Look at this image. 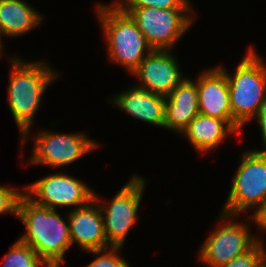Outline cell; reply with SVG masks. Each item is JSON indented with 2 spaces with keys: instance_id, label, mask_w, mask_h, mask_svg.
Wrapping results in <instances>:
<instances>
[{
  "instance_id": "14",
  "label": "cell",
  "mask_w": 266,
  "mask_h": 267,
  "mask_svg": "<svg viewBox=\"0 0 266 267\" xmlns=\"http://www.w3.org/2000/svg\"><path fill=\"white\" fill-rule=\"evenodd\" d=\"M113 99V100H112ZM111 104L145 123L164 128L165 97L133 85L112 97Z\"/></svg>"
},
{
  "instance_id": "11",
  "label": "cell",
  "mask_w": 266,
  "mask_h": 267,
  "mask_svg": "<svg viewBox=\"0 0 266 267\" xmlns=\"http://www.w3.org/2000/svg\"><path fill=\"white\" fill-rule=\"evenodd\" d=\"M140 81L138 86L167 97L185 78L172 50H152L132 72Z\"/></svg>"
},
{
  "instance_id": "6",
  "label": "cell",
  "mask_w": 266,
  "mask_h": 267,
  "mask_svg": "<svg viewBox=\"0 0 266 267\" xmlns=\"http://www.w3.org/2000/svg\"><path fill=\"white\" fill-rule=\"evenodd\" d=\"M241 158L222 210L226 214L239 215L256 209L266 198V152L246 150Z\"/></svg>"
},
{
  "instance_id": "20",
  "label": "cell",
  "mask_w": 266,
  "mask_h": 267,
  "mask_svg": "<svg viewBox=\"0 0 266 267\" xmlns=\"http://www.w3.org/2000/svg\"><path fill=\"white\" fill-rule=\"evenodd\" d=\"M119 8L193 9L189 0H114Z\"/></svg>"
},
{
  "instance_id": "5",
  "label": "cell",
  "mask_w": 266,
  "mask_h": 267,
  "mask_svg": "<svg viewBox=\"0 0 266 267\" xmlns=\"http://www.w3.org/2000/svg\"><path fill=\"white\" fill-rule=\"evenodd\" d=\"M135 22L153 50H171L190 29L193 9L120 8Z\"/></svg>"
},
{
  "instance_id": "23",
  "label": "cell",
  "mask_w": 266,
  "mask_h": 267,
  "mask_svg": "<svg viewBox=\"0 0 266 267\" xmlns=\"http://www.w3.org/2000/svg\"><path fill=\"white\" fill-rule=\"evenodd\" d=\"M261 130V136L263 140L264 148L261 150H256L260 152H266V97L263 99L262 103L260 104L258 113L256 114L255 118Z\"/></svg>"
},
{
  "instance_id": "18",
  "label": "cell",
  "mask_w": 266,
  "mask_h": 267,
  "mask_svg": "<svg viewBox=\"0 0 266 267\" xmlns=\"http://www.w3.org/2000/svg\"><path fill=\"white\" fill-rule=\"evenodd\" d=\"M2 267H48L39 255L19 239L5 255Z\"/></svg>"
},
{
  "instance_id": "8",
  "label": "cell",
  "mask_w": 266,
  "mask_h": 267,
  "mask_svg": "<svg viewBox=\"0 0 266 267\" xmlns=\"http://www.w3.org/2000/svg\"><path fill=\"white\" fill-rule=\"evenodd\" d=\"M220 215V222L223 219L224 225H219L208 235L198 252V261L207 267H219L230 262L234 257L249 251L261 239L252 235L247 222H234L237 215L224 212Z\"/></svg>"
},
{
  "instance_id": "12",
  "label": "cell",
  "mask_w": 266,
  "mask_h": 267,
  "mask_svg": "<svg viewBox=\"0 0 266 267\" xmlns=\"http://www.w3.org/2000/svg\"><path fill=\"white\" fill-rule=\"evenodd\" d=\"M200 74L196 79L199 113L212 118L224 119L232 126L226 73L217 66Z\"/></svg>"
},
{
  "instance_id": "22",
  "label": "cell",
  "mask_w": 266,
  "mask_h": 267,
  "mask_svg": "<svg viewBox=\"0 0 266 267\" xmlns=\"http://www.w3.org/2000/svg\"><path fill=\"white\" fill-rule=\"evenodd\" d=\"M23 194L21 189L0 185V215L10 213L17 217L18 202Z\"/></svg>"
},
{
  "instance_id": "17",
  "label": "cell",
  "mask_w": 266,
  "mask_h": 267,
  "mask_svg": "<svg viewBox=\"0 0 266 267\" xmlns=\"http://www.w3.org/2000/svg\"><path fill=\"white\" fill-rule=\"evenodd\" d=\"M44 16L24 0H0V35L17 37L43 21Z\"/></svg>"
},
{
  "instance_id": "1",
  "label": "cell",
  "mask_w": 266,
  "mask_h": 267,
  "mask_svg": "<svg viewBox=\"0 0 266 267\" xmlns=\"http://www.w3.org/2000/svg\"><path fill=\"white\" fill-rule=\"evenodd\" d=\"M17 218L26 228L19 240L29 245L48 267H61L72 246L68 220L56 209L35 204L25 194L18 202Z\"/></svg>"
},
{
  "instance_id": "15",
  "label": "cell",
  "mask_w": 266,
  "mask_h": 267,
  "mask_svg": "<svg viewBox=\"0 0 266 267\" xmlns=\"http://www.w3.org/2000/svg\"><path fill=\"white\" fill-rule=\"evenodd\" d=\"M199 114L196 82L185 77L165 97L164 129L178 135Z\"/></svg>"
},
{
  "instance_id": "24",
  "label": "cell",
  "mask_w": 266,
  "mask_h": 267,
  "mask_svg": "<svg viewBox=\"0 0 266 267\" xmlns=\"http://www.w3.org/2000/svg\"><path fill=\"white\" fill-rule=\"evenodd\" d=\"M253 214H250L249 220L254 221L259 229L266 231V198L263 202L254 210Z\"/></svg>"
},
{
  "instance_id": "9",
  "label": "cell",
  "mask_w": 266,
  "mask_h": 267,
  "mask_svg": "<svg viewBox=\"0 0 266 267\" xmlns=\"http://www.w3.org/2000/svg\"><path fill=\"white\" fill-rule=\"evenodd\" d=\"M34 137L33 154L29 162L53 169L72 164L99 146L95 140L81 132L59 134L41 130Z\"/></svg>"
},
{
  "instance_id": "7",
  "label": "cell",
  "mask_w": 266,
  "mask_h": 267,
  "mask_svg": "<svg viewBox=\"0 0 266 267\" xmlns=\"http://www.w3.org/2000/svg\"><path fill=\"white\" fill-rule=\"evenodd\" d=\"M129 180L112 198L109 206L105 203L100 205L101 198L94 193V200L99 204L102 212L104 232L110 247L122 248L138 219V209L147 181L138 175H134Z\"/></svg>"
},
{
  "instance_id": "4",
  "label": "cell",
  "mask_w": 266,
  "mask_h": 267,
  "mask_svg": "<svg viewBox=\"0 0 266 267\" xmlns=\"http://www.w3.org/2000/svg\"><path fill=\"white\" fill-rule=\"evenodd\" d=\"M111 3V6L100 3L96 7L107 53L111 62L121 64L132 73L153 49L131 17Z\"/></svg>"
},
{
  "instance_id": "25",
  "label": "cell",
  "mask_w": 266,
  "mask_h": 267,
  "mask_svg": "<svg viewBox=\"0 0 266 267\" xmlns=\"http://www.w3.org/2000/svg\"><path fill=\"white\" fill-rule=\"evenodd\" d=\"M1 37H2V36L0 35V59L2 58V56H4V54H2V53H3V52H2V51H3V50H2V49H3V44H2V41H1V40H2Z\"/></svg>"
},
{
  "instance_id": "16",
  "label": "cell",
  "mask_w": 266,
  "mask_h": 267,
  "mask_svg": "<svg viewBox=\"0 0 266 267\" xmlns=\"http://www.w3.org/2000/svg\"><path fill=\"white\" fill-rule=\"evenodd\" d=\"M236 133L238 134L226 120L199 113L180 135L187 137L196 152L203 154L215 147L217 149V146L223 143L226 137Z\"/></svg>"
},
{
  "instance_id": "3",
  "label": "cell",
  "mask_w": 266,
  "mask_h": 267,
  "mask_svg": "<svg viewBox=\"0 0 266 267\" xmlns=\"http://www.w3.org/2000/svg\"><path fill=\"white\" fill-rule=\"evenodd\" d=\"M219 67L227 76L232 127L239 135L243 126L255 118L266 97V64L250 46L234 75L225 70L224 66Z\"/></svg>"
},
{
  "instance_id": "2",
  "label": "cell",
  "mask_w": 266,
  "mask_h": 267,
  "mask_svg": "<svg viewBox=\"0 0 266 267\" xmlns=\"http://www.w3.org/2000/svg\"><path fill=\"white\" fill-rule=\"evenodd\" d=\"M14 58V59H13ZM10 59L12 67L8 82V107L19 128L24 146L34 124L36 111L42 102V96L51 82L60 73L50 68L47 62H24L16 56Z\"/></svg>"
},
{
  "instance_id": "21",
  "label": "cell",
  "mask_w": 266,
  "mask_h": 267,
  "mask_svg": "<svg viewBox=\"0 0 266 267\" xmlns=\"http://www.w3.org/2000/svg\"><path fill=\"white\" fill-rule=\"evenodd\" d=\"M120 249L122 248L109 247L102 250L87 251L95 254V259L86 267H130L127 261L118 255Z\"/></svg>"
},
{
  "instance_id": "13",
  "label": "cell",
  "mask_w": 266,
  "mask_h": 267,
  "mask_svg": "<svg viewBox=\"0 0 266 267\" xmlns=\"http://www.w3.org/2000/svg\"><path fill=\"white\" fill-rule=\"evenodd\" d=\"M71 243H76L84 251L109 248L107 243L102 212L93 199L89 204L68 212Z\"/></svg>"
},
{
  "instance_id": "10",
  "label": "cell",
  "mask_w": 266,
  "mask_h": 267,
  "mask_svg": "<svg viewBox=\"0 0 266 267\" xmlns=\"http://www.w3.org/2000/svg\"><path fill=\"white\" fill-rule=\"evenodd\" d=\"M24 194L35 204L56 209L59 206L83 207L94 199V193L82 180L66 173H54L25 186Z\"/></svg>"
},
{
  "instance_id": "19",
  "label": "cell",
  "mask_w": 266,
  "mask_h": 267,
  "mask_svg": "<svg viewBox=\"0 0 266 267\" xmlns=\"http://www.w3.org/2000/svg\"><path fill=\"white\" fill-rule=\"evenodd\" d=\"M262 241L260 239L249 251L219 267H266V249Z\"/></svg>"
}]
</instances>
